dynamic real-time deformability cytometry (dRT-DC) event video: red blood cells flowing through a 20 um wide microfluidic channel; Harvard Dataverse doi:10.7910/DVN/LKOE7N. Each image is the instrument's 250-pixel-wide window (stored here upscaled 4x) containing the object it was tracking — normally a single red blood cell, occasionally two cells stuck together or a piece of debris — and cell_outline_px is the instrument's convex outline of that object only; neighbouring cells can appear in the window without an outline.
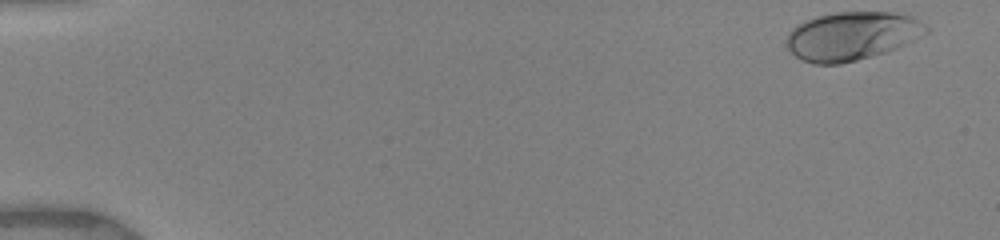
{"species": "human", "species_latin": "Homo sapiens", "temperature_condition": "warm", "stored_images_in_passage": 31, "camera_frame_rate_fps": 3000, "um_per_image_px": 0.085, "donor": {"sex": "female"}, "frame": {"image": 1, "passage_image": 1, "time_ms": 0.0, "image_size_px": [1000, 240], "cell_outline_px": [[932, 32], [896, 48], [884, 52], [856, 60], [840, 64], [812, 64], [800, 60], [788, 48], [788, 32], [796, 24], [804, 20], [816, 16], [836, 12], [888, 12], [912, 16], [920, 20]], "centroid_in_image_um": [72.42, 3.05], "position_along_channel_um": 12.6, "area_um2": 39.54}}
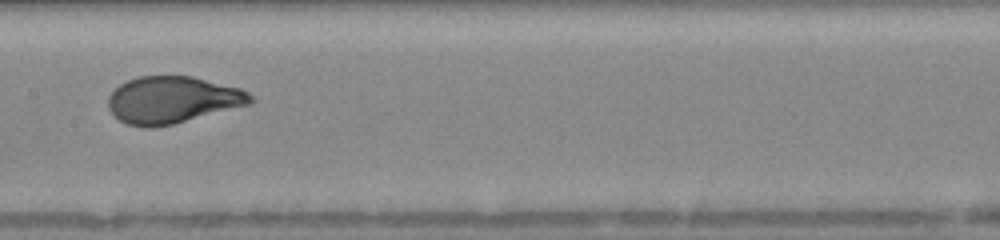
{"frame": {"image": 2, "passage_image": 26, "time_ms": 8.333, "image_size_px": [1000, 240], "cell_outline_px": [[256, 100], [252, 104], [172, 124], [128, 124], [120, 120], [108, 108], [108, 96], [120, 84], [128, 80], [140, 76], [192, 76], [240, 88], [248, 92]], "centroid_in_image_um": [14.72, 8.45], "position_along_channel_um": 192.7, "area_um2": 38.15}}
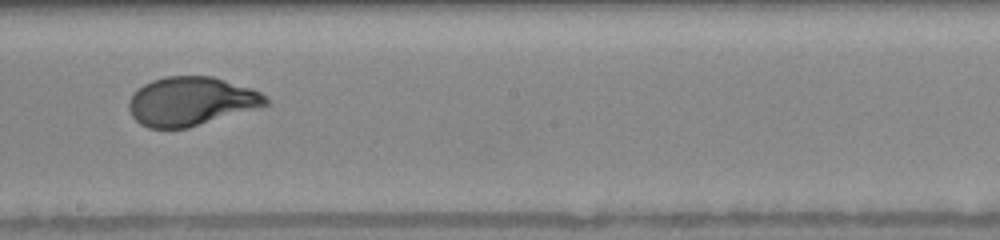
{"frame": {"image": 3, "passage_image": 29, "time_ms": 9.333, "image_size_px": [1000, 240], "cell_outline_px": [[268, 104], [188, 128], [148, 128], [140, 124], [132, 116], [128, 108], [128, 100], [144, 84], [152, 80], [164, 76], [212, 76], [252, 88], [260, 92], [268, 100]], "centroid_in_image_um": [16.2, 8.6], "position_along_channel_um": 232.0, "area_um2": 38.55}}